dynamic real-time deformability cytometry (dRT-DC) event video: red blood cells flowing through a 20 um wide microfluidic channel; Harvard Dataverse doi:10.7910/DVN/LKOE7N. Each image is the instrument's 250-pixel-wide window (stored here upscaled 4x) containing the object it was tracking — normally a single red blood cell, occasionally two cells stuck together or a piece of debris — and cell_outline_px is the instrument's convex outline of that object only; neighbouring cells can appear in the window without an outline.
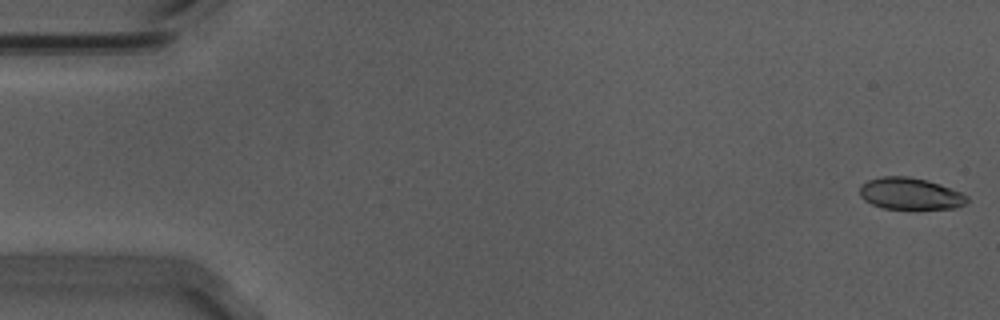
{"species": "Egyptian fruit bat (a non-hibernating species)", "species_latin": "Rousettus aegyptiacus", "temperature_condition": "warm", "stored_images_in_passage": 56, "camera_frame_rate_fps": 3000, "um_per_image_px": 0.085, "animal": {"sex": "male"}, "frame": {"image": 1, "passage_image": 1, "time_ms": 0.0, "image_size_px": [1000, 320], "cell_outline_px": [[968, 200], [964, 204], [956, 208], [884, 208], [872, 204], [864, 200], [860, 196], [860, 188], [868, 180], [884, 176], [908, 176], [928, 180], [940, 184], [960, 192], [968, 196]], "centroid_in_image_um": [77.37, 16.45], "position_along_channel_um": 7.6, "area_um2": 19.59}}
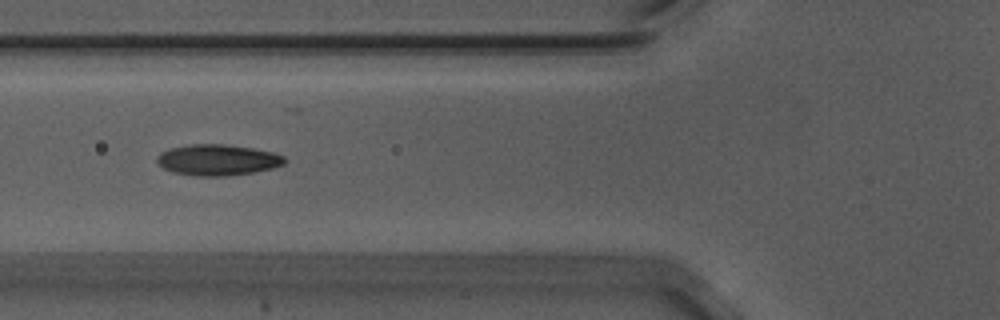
{"frame": {"image": 2, "passage_image": 21, "time_ms": 6.667, "image_size_px": [1000, 320], "cell_outline_px": [[288, 160], [284, 164], [272, 168], [256, 172], [224, 176], [196, 176], [172, 172], [164, 168], [156, 160], [156, 156], [160, 152], [172, 148], [192, 144], [224, 144], [252, 148], [272, 152], [284, 156]], "centroid_in_image_um": [18.51, 13.6], "position_along_channel_um": 107.3, "area_um2": 23.06}}
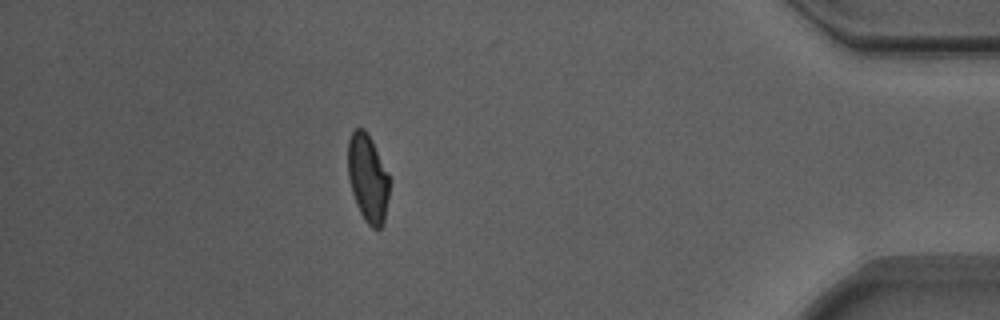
{"frame": {"image": 3, "passage_image": 49, "time_ms": 16.0, "image_size_px": [1000, 320], "cell_outline_px": [[388, 196], [384, 224], [380, 228], [372, 228], [364, 220], [356, 204], [352, 192], [348, 176], [348, 140], [352, 132], [356, 128], [364, 128], [372, 140], [388, 172]], "centroid_in_image_um": [31.26, 15.14], "position_along_channel_um": 403.9, "area_um2": 21.15}, "authors_computed_cell_mechanics": {"area_um2": 21.4149, "velocity_mm_per_s": 3.7052, "shape_relaxation_time_tau1_ms": 5.1451, "shape_relaxation_time_tau2_ms": 1.483, "deformation_change_tau1": 0.1515, "deformation_change_tau2": 0.0773}}